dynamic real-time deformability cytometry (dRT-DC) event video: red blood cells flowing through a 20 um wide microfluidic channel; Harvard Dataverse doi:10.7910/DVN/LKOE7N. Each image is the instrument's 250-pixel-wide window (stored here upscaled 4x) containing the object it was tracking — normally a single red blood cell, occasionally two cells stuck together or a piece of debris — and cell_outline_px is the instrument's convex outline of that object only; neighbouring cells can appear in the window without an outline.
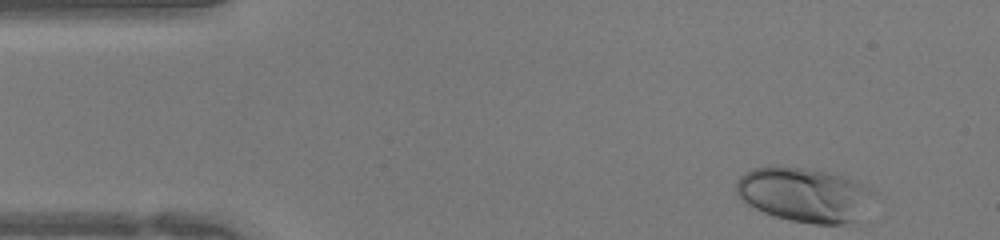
{"species": "human", "species_latin": "Homo sapiens", "temperature_condition": "warm", "stored_images_in_passage": 41, "camera_frame_rate_fps": 3000, "um_per_image_px": 0.085, "donor": {"sex": "female"}, "frame": {"image": 1, "passage_image": 1, "time_ms": 0.0, "image_size_px": [1000, 240], "cell_outline_px": [[876, 192], [856, 220], [844, 224], [812, 224], [792, 220], [776, 216], [764, 212], [748, 204], [736, 192], [736, 180], [744, 172], [752, 168], [804, 168], [828, 172], [844, 176]], "centroid_in_image_um": [68.35, 16.56], "position_along_channel_um": 16.7, "area_um2": 42.6}}
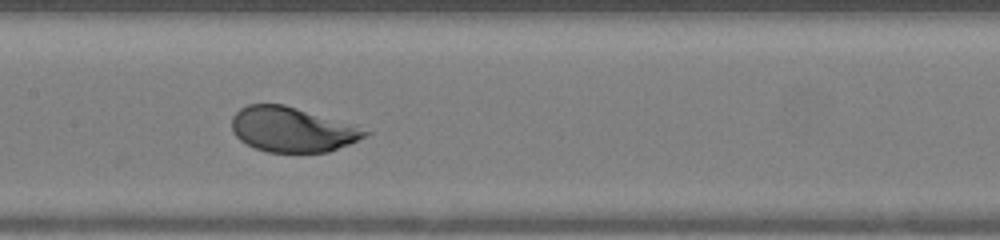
{"frame": {"image": 2, "passage_image": 18, "time_ms": 5.667, "image_size_px": [1000, 240], "cell_outline_px": [[372, 132], [348, 144], [328, 152], [268, 152], [256, 148], [240, 140], [232, 132], [232, 116], [240, 108], [248, 104], [284, 104]], "centroid_in_image_um": [24.74, 11.01], "position_along_channel_um": 182.7, "area_um2": 34.04}}
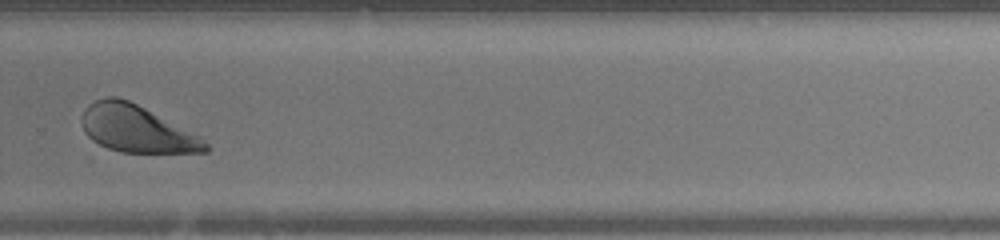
{"frame": {"image": 3, "passage_image": 27, "time_ms": 8.667, "image_size_px": [1000, 240], "cell_outline_px": [[212, 148], [208, 152], [120, 152], [108, 148], [92, 140], [84, 132], [80, 120], [84, 108], [88, 104], [104, 96], [116, 96], [128, 100], [200, 136]], "centroid_in_image_um": [11.57, 10.95], "position_along_channel_um": 318.2, "area_um2": 33.7}}